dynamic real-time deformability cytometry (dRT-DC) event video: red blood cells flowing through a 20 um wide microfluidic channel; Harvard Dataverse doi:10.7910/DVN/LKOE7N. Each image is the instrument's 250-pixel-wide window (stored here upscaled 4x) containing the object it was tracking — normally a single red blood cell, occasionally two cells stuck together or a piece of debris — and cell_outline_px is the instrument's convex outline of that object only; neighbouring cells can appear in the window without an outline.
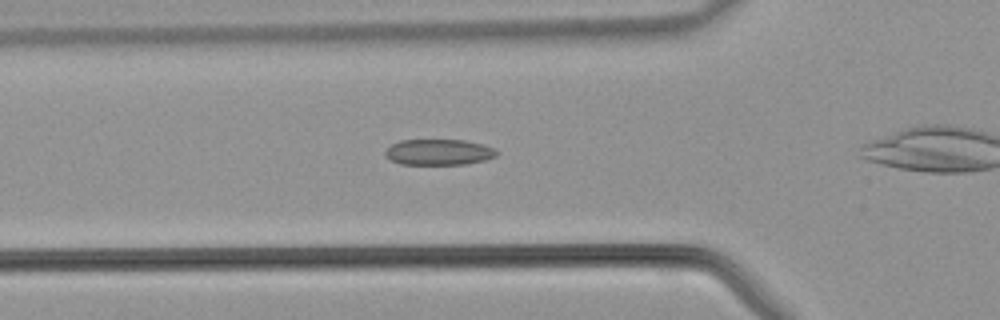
{"species": "common noctule bat (a hibernating species)", "species_latin": "Nyctalus noctula", "temperature_condition": "warm", "stored_images_in_passage": 25, "camera_frame_rate_fps": 3000, "um_per_image_px": 0.085, "animal": {"sex": "male", "body_mass_g": 21.5, "forearm_length_mm": 52.0}, "frame": {"image": 1, "passage_image": 6, "time_ms": 1.667, "image_size_px": [1000, 320], "cell_outline_px": [[496, 156], [484, 160], [464, 164], [400, 164], [392, 160], [384, 152], [392, 144], [400, 140], [464, 140], [484, 144], [492, 148], [496, 152]], "centroid_in_image_um": [37.29, 12.92], "position_along_channel_um": 88.5, "area_um2": 16.53}}
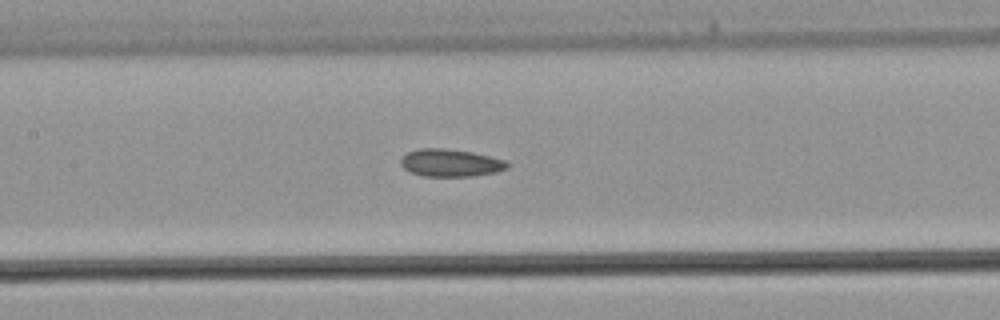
{"frame": {"image": 2, "passage_image": 11, "time_ms": 3.333, "image_size_px": [1000, 320], "cell_outline_px": [[508, 168], [496, 172], [472, 176], [424, 176], [412, 172], [404, 168], [400, 164], [400, 160], [408, 152], [420, 148], [444, 148], [472, 152], [504, 160], [508, 164]], "centroid_in_image_um": [38.28, 13.84], "position_along_channel_um": 169.1, "area_um2": 16.88}}
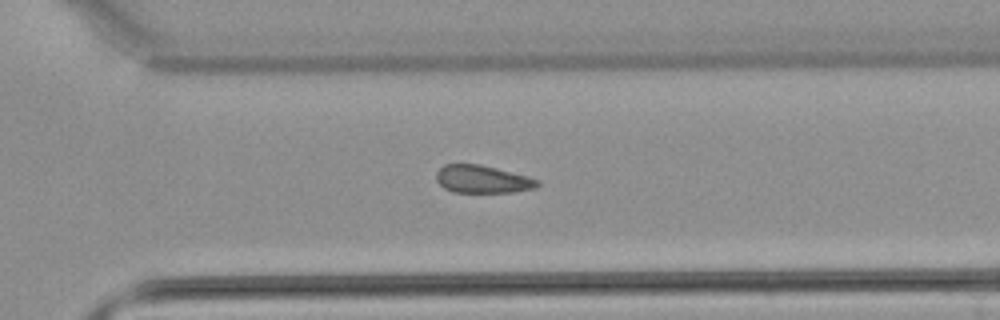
{"frame": {"image": 3, "passage_image": 21, "time_ms": 6.667, "image_size_px": [1000, 320], "cell_outline_px": [[540, 184], [536, 188], [512, 192], [452, 192], [444, 188], [436, 180], [436, 172], [444, 164], [480, 164], [496, 168], [540, 180]], "centroid_in_image_um": [40.99, 15.23], "position_along_channel_um": 329.6, "area_um2": 16.3}}